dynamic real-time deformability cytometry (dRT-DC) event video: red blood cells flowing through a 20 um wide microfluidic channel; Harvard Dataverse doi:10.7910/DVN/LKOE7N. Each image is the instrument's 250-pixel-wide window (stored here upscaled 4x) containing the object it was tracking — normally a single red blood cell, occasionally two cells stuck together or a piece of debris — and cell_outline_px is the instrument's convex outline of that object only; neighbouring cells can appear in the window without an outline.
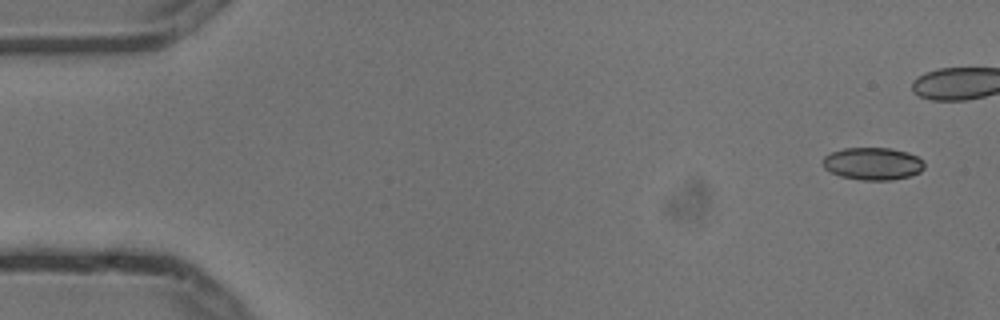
{"species": "common noctule bat (a hibernating species)", "species_latin": "Nyctalus noctula", "temperature_condition": "cold", "stored_images_in_passage": 5, "camera_frame_rate_fps": 3000, "um_per_image_px": 0.085, "animal": {"sex": "male", "body_mass_g": 13.3}, "frame": {"image": 1, "passage_image": 1, "time_ms": 0.0, "image_size_px": [1000, 320], "cell_outline_px": [[924, 168], [920, 172], [908, 176], [892, 180], [864, 180], [840, 176], [824, 168], [824, 156], [832, 152], [844, 148], [888, 148], [908, 152], [924, 160]], "centroid_in_image_um": [74.21, 13.91], "position_along_channel_um": 10.8, "area_um2": 19.07}}